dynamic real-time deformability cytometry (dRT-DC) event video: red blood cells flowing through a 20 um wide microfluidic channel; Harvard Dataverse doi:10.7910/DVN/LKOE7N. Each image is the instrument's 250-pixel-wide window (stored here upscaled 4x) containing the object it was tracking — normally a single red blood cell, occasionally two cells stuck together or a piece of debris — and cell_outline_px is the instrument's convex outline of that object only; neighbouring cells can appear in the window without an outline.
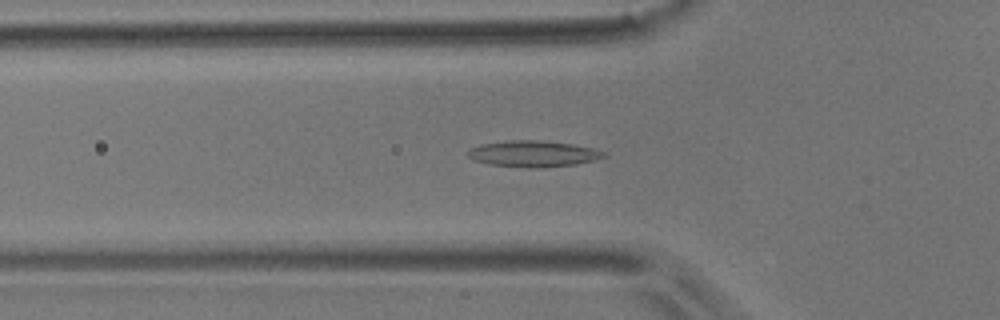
{"species": "common noctule bat (a hibernating species)", "species_latin": "Nyctalus noctula", "temperature_condition": "room temperature", "stored_images_in_passage": 50, "camera_frame_rate_fps": 3000, "um_per_image_px": 0.085, "animal": {"sex": "male", "body_mass_g": 17.9}, "frame": {"image": 1, "passage_image": 14, "time_ms": 4.333, "image_size_px": [1000, 320], "cell_outline_px": [[608, 156], [596, 160], [576, 164], [540, 168], [528, 168], [492, 164], [472, 160], [468, 156], [468, 148], [480, 144], [508, 140], [540, 140], [572, 144], [596, 148], [604, 152]], "centroid_in_image_um": [45.34, 13.06], "position_along_channel_um": 80.5, "area_um2": 20.98}}
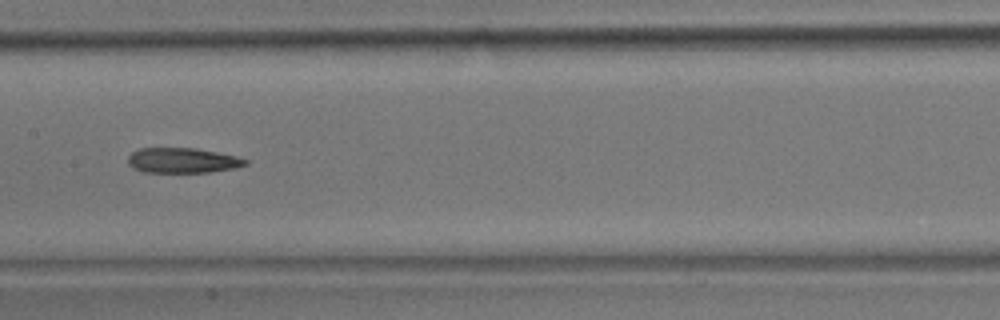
{"frame": {"image": 2, "passage_image": 23, "time_ms": 7.333, "image_size_px": [1000, 320], "cell_outline_px": [[248, 164], [236, 168], [208, 172], [144, 172], [132, 168], [128, 164], [128, 156], [132, 152], [140, 148], [196, 148], [236, 156], [248, 160]], "centroid_in_image_um": [15.51, 13.64], "position_along_channel_um": 191.9, "area_um2": 17.22}}
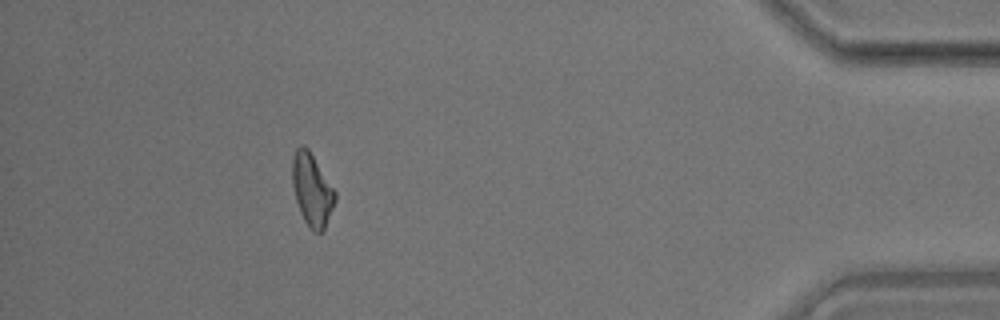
{"frame": {"image": 3, "passage_image": 45, "time_ms": 14.667, "image_size_px": [1000, 320], "cell_outline_px": [[336, 200], [324, 228], [320, 232], [312, 232], [304, 220], [300, 212], [296, 200], [292, 184], [292, 156], [296, 148], [300, 144], [304, 144], [308, 148], [336, 192]], "centroid_in_image_um": [26.5, 16.1], "position_along_channel_um": 408.7, "area_um2": 18.03}, "authors_computed_cell_mechanics": {"area_um2": 18.1781, "velocity_mm_per_s": 3.686, "shape_relaxation_time_tau1_ms": null, "shape_relaxation_time_tau2_ms": 6.8388, "deformation_change_tau1": null, "deformation_change_tau2": 0.1985}}